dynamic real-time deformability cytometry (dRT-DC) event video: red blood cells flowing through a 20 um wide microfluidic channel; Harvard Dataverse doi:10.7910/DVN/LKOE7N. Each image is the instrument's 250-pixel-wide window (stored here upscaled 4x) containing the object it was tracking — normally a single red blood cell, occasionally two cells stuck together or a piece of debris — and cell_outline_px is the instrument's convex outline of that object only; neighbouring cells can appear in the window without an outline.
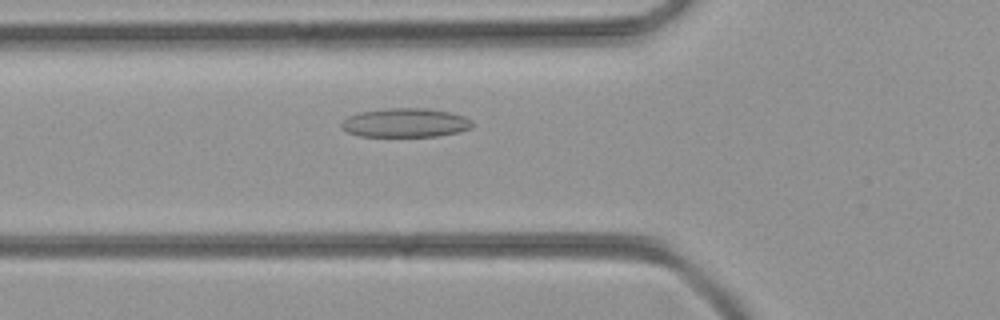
{"species": "common noctule bat (a hibernating species)", "species_latin": "Nyctalus noctula", "temperature_condition": "room temperature", "stored_images_in_passage": 42, "camera_frame_rate_fps": 3000, "um_per_image_px": 0.085, "animal": {"sex": "female", "body_mass_g": 21.9}, "frame": {"image": 1, "passage_image": 15, "time_ms": 4.667, "image_size_px": [1000, 320], "cell_outline_px": [[472, 128], [440, 136], [360, 136], [348, 132], [340, 128], [340, 124], [348, 116], [360, 112], [384, 108], [424, 108], [452, 112], [464, 116], [472, 120]], "centroid_in_image_um": [34.45, 10.43], "position_along_channel_um": 91.3, "area_um2": 22.2}}
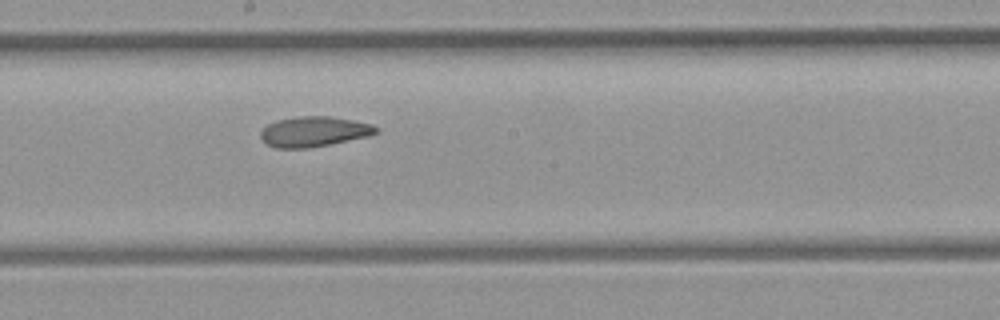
{"frame": {"image": 2, "passage_image": 24, "time_ms": 7.667, "image_size_px": [1000, 320], "cell_outline_px": [[376, 132], [368, 136], [308, 148], [276, 148], [268, 144], [260, 136], [260, 132], [268, 124], [276, 120], [296, 116], [332, 116], [372, 124], [376, 128]], "centroid_in_image_um": [26.65, 11.17], "position_along_channel_um": 221.6, "area_um2": 20.06}}
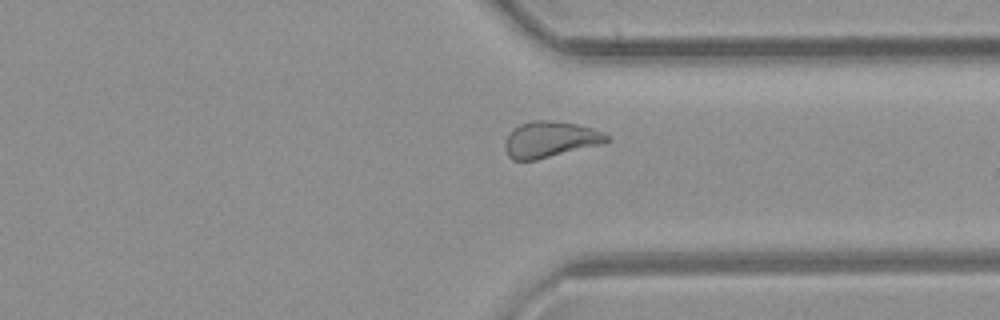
{"frame": {"image": 3, "passage_image": 34, "time_ms": 11.0, "image_size_px": [1000, 320], "cell_outline_px": [[608, 140], [604, 144], [536, 160], [512, 160], [508, 156], [504, 148], [504, 144], [512, 128], [520, 124], [532, 120], [548, 120], [576, 124], [592, 128], [608, 136]], "centroid_in_image_um": [46.73, 11.86], "position_along_channel_um": 364.7, "area_um2": 21.39}}